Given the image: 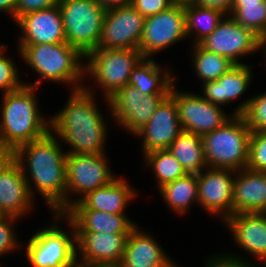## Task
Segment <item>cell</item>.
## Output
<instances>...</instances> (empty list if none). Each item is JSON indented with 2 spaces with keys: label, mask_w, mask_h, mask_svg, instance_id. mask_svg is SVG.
<instances>
[{
  "label": "cell",
  "mask_w": 266,
  "mask_h": 267,
  "mask_svg": "<svg viewBox=\"0 0 266 267\" xmlns=\"http://www.w3.org/2000/svg\"><path fill=\"white\" fill-rule=\"evenodd\" d=\"M61 143L49 131L42 138L25 143L14 151V159L22 168L31 195L33 198L35 193L40 195L50 214L66 212L67 152Z\"/></svg>",
  "instance_id": "6da1fadb"
},
{
  "label": "cell",
  "mask_w": 266,
  "mask_h": 267,
  "mask_svg": "<svg viewBox=\"0 0 266 267\" xmlns=\"http://www.w3.org/2000/svg\"><path fill=\"white\" fill-rule=\"evenodd\" d=\"M89 85L84 84L83 88L69 91L70 96L63 109L49 117L50 131L63 144L70 146L67 153H106V139L110 134L108 123L97 105L95 87Z\"/></svg>",
  "instance_id": "7a4b0ae2"
},
{
  "label": "cell",
  "mask_w": 266,
  "mask_h": 267,
  "mask_svg": "<svg viewBox=\"0 0 266 267\" xmlns=\"http://www.w3.org/2000/svg\"><path fill=\"white\" fill-rule=\"evenodd\" d=\"M18 56L39 79L25 85L39 88L44 81L65 84L69 90L83 88L85 56L66 43L17 45ZM69 84V85H68Z\"/></svg>",
  "instance_id": "3957f363"
},
{
  "label": "cell",
  "mask_w": 266,
  "mask_h": 267,
  "mask_svg": "<svg viewBox=\"0 0 266 267\" xmlns=\"http://www.w3.org/2000/svg\"><path fill=\"white\" fill-rule=\"evenodd\" d=\"M37 89L24 84L18 90L2 95L0 139L14 151L50 131V118L40 111Z\"/></svg>",
  "instance_id": "277c9868"
},
{
  "label": "cell",
  "mask_w": 266,
  "mask_h": 267,
  "mask_svg": "<svg viewBox=\"0 0 266 267\" xmlns=\"http://www.w3.org/2000/svg\"><path fill=\"white\" fill-rule=\"evenodd\" d=\"M53 217V223L39 228L26 244H22L29 266L77 267L75 227L64 214L52 213ZM60 220L67 224L71 233L58 224Z\"/></svg>",
  "instance_id": "5b68a950"
},
{
  "label": "cell",
  "mask_w": 266,
  "mask_h": 267,
  "mask_svg": "<svg viewBox=\"0 0 266 267\" xmlns=\"http://www.w3.org/2000/svg\"><path fill=\"white\" fill-rule=\"evenodd\" d=\"M251 131L242 115H233L214 131L202 136L207 167L246 168Z\"/></svg>",
  "instance_id": "8992f818"
},
{
  "label": "cell",
  "mask_w": 266,
  "mask_h": 267,
  "mask_svg": "<svg viewBox=\"0 0 266 267\" xmlns=\"http://www.w3.org/2000/svg\"><path fill=\"white\" fill-rule=\"evenodd\" d=\"M143 58L139 49H94L85 55V80H93L102 97L108 99L128 85L132 70Z\"/></svg>",
  "instance_id": "52a82bcc"
},
{
  "label": "cell",
  "mask_w": 266,
  "mask_h": 267,
  "mask_svg": "<svg viewBox=\"0 0 266 267\" xmlns=\"http://www.w3.org/2000/svg\"><path fill=\"white\" fill-rule=\"evenodd\" d=\"M66 42L84 56L97 49L106 8L96 0H59Z\"/></svg>",
  "instance_id": "ba28073f"
},
{
  "label": "cell",
  "mask_w": 266,
  "mask_h": 267,
  "mask_svg": "<svg viewBox=\"0 0 266 267\" xmlns=\"http://www.w3.org/2000/svg\"><path fill=\"white\" fill-rule=\"evenodd\" d=\"M109 159L107 153L66 154V211L90 191L106 186L118 177L111 169Z\"/></svg>",
  "instance_id": "9c48e42d"
},
{
  "label": "cell",
  "mask_w": 266,
  "mask_h": 267,
  "mask_svg": "<svg viewBox=\"0 0 266 267\" xmlns=\"http://www.w3.org/2000/svg\"><path fill=\"white\" fill-rule=\"evenodd\" d=\"M199 45L228 58L234 64H244L240 58L264 51V41L252 30L238 24L230 15H225L217 28Z\"/></svg>",
  "instance_id": "30bf717a"
},
{
  "label": "cell",
  "mask_w": 266,
  "mask_h": 267,
  "mask_svg": "<svg viewBox=\"0 0 266 267\" xmlns=\"http://www.w3.org/2000/svg\"><path fill=\"white\" fill-rule=\"evenodd\" d=\"M167 95H143L133 86L119 88L108 99H102L110 109L113 122L134 135L153 116L155 109Z\"/></svg>",
  "instance_id": "8fae6325"
},
{
  "label": "cell",
  "mask_w": 266,
  "mask_h": 267,
  "mask_svg": "<svg viewBox=\"0 0 266 267\" xmlns=\"http://www.w3.org/2000/svg\"><path fill=\"white\" fill-rule=\"evenodd\" d=\"M184 39H187L185 5L174 3L167 10L145 18L139 50L144 58H153Z\"/></svg>",
  "instance_id": "7c38bea8"
},
{
  "label": "cell",
  "mask_w": 266,
  "mask_h": 267,
  "mask_svg": "<svg viewBox=\"0 0 266 267\" xmlns=\"http://www.w3.org/2000/svg\"><path fill=\"white\" fill-rule=\"evenodd\" d=\"M176 83L177 81L172 85L169 94L175 99L178 118L184 131L203 136L221 127L233 116L197 92H182L176 88Z\"/></svg>",
  "instance_id": "4fadbf2b"
},
{
  "label": "cell",
  "mask_w": 266,
  "mask_h": 267,
  "mask_svg": "<svg viewBox=\"0 0 266 267\" xmlns=\"http://www.w3.org/2000/svg\"><path fill=\"white\" fill-rule=\"evenodd\" d=\"M145 17L131 4L106 10L98 48L139 49Z\"/></svg>",
  "instance_id": "5bb4252c"
},
{
  "label": "cell",
  "mask_w": 266,
  "mask_h": 267,
  "mask_svg": "<svg viewBox=\"0 0 266 267\" xmlns=\"http://www.w3.org/2000/svg\"><path fill=\"white\" fill-rule=\"evenodd\" d=\"M128 235L76 231L77 267H118Z\"/></svg>",
  "instance_id": "9a60e30c"
},
{
  "label": "cell",
  "mask_w": 266,
  "mask_h": 267,
  "mask_svg": "<svg viewBox=\"0 0 266 267\" xmlns=\"http://www.w3.org/2000/svg\"><path fill=\"white\" fill-rule=\"evenodd\" d=\"M235 176V170L209 167L197 174L198 205L221 223L232 215Z\"/></svg>",
  "instance_id": "2e32d148"
},
{
  "label": "cell",
  "mask_w": 266,
  "mask_h": 267,
  "mask_svg": "<svg viewBox=\"0 0 266 267\" xmlns=\"http://www.w3.org/2000/svg\"><path fill=\"white\" fill-rule=\"evenodd\" d=\"M183 131L178 118L175 99L168 94L155 109L153 116L133 136L142 140V154L168 149Z\"/></svg>",
  "instance_id": "e0dca14e"
},
{
  "label": "cell",
  "mask_w": 266,
  "mask_h": 267,
  "mask_svg": "<svg viewBox=\"0 0 266 267\" xmlns=\"http://www.w3.org/2000/svg\"><path fill=\"white\" fill-rule=\"evenodd\" d=\"M223 225L233 237V243L245 254L266 267V213H238L228 216ZM261 263V264H260Z\"/></svg>",
  "instance_id": "ac0fdd59"
},
{
  "label": "cell",
  "mask_w": 266,
  "mask_h": 267,
  "mask_svg": "<svg viewBox=\"0 0 266 267\" xmlns=\"http://www.w3.org/2000/svg\"><path fill=\"white\" fill-rule=\"evenodd\" d=\"M21 30L17 45L66 43L62 14L54 7L28 13L15 21Z\"/></svg>",
  "instance_id": "d6986e66"
},
{
  "label": "cell",
  "mask_w": 266,
  "mask_h": 267,
  "mask_svg": "<svg viewBox=\"0 0 266 267\" xmlns=\"http://www.w3.org/2000/svg\"><path fill=\"white\" fill-rule=\"evenodd\" d=\"M152 234L137 224L129 233L118 267H182L170 258Z\"/></svg>",
  "instance_id": "ffe728a7"
},
{
  "label": "cell",
  "mask_w": 266,
  "mask_h": 267,
  "mask_svg": "<svg viewBox=\"0 0 266 267\" xmlns=\"http://www.w3.org/2000/svg\"><path fill=\"white\" fill-rule=\"evenodd\" d=\"M34 204L22 168L14 159L0 171V208L6 216L21 220L34 210Z\"/></svg>",
  "instance_id": "44dd1931"
},
{
  "label": "cell",
  "mask_w": 266,
  "mask_h": 267,
  "mask_svg": "<svg viewBox=\"0 0 266 267\" xmlns=\"http://www.w3.org/2000/svg\"><path fill=\"white\" fill-rule=\"evenodd\" d=\"M251 71L252 65L235 64L219 79L201 84L203 91L200 94L207 101L224 108L248 91L254 77Z\"/></svg>",
  "instance_id": "7402d4cb"
},
{
  "label": "cell",
  "mask_w": 266,
  "mask_h": 267,
  "mask_svg": "<svg viewBox=\"0 0 266 267\" xmlns=\"http://www.w3.org/2000/svg\"><path fill=\"white\" fill-rule=\"evenodd\" d=\"M253 212L266 213V172L243 168L233 183L232 215Z\"/></svg>",
  "instance_id": "603a6c76"
},
{
  "label": "cell",
  "mask_w": 266,
  "mask_h": 267,
  "mask_svg": "<svg viewBox=\"0 0 266 267\" xmlns=\"http://www.w3.org/2000/svg\"><path fill=\"white\" fill-rule=\"evenodd\" d=\"M64 215L73 223L75 231L129 234L137 225L127 214L86 209L79 201L72 205Z\"/></svg>",
  "instance_id": "cb8c5ba5"
},
{
  "label": "cell",
  "mask_w": 266,
  "mask_h": 267,
  "mask_svg": "<svg viewBox=\"0 0 266 267\" xmlns=\"http://www.w3.org/2000/svg\"><path fill=\"white\" fill-rule=\"evenodd\" d=\"M124 177H116L111 183L90 191L79 202L86 209H95L112 214H126L130 202L138 192Z\"/></svg>",
  "instance_id": "d4e9b609"
},
{
  "label": "cell",
  "mask_w": 266,
  "mask_h": 267,
  "mask_svg": "<svg viewBox=\"0 0 266 267\" xmlns=\"http://www.w3.org/2000/svg\"><path fill=\"white\" fill-rule=\"evenodd\" d=\"M154 58H143L132 70L129 86H133L143 95H168L177 81V74L157 64ZM169 69V70H168ZM176 75V76H175Z\"/></svg>",
  "instance_id": "484cf974"
},
{
  "label": "cell",
  "mask_w": 266,
  "mask_h": 267,
  "mask_svg": "<svg viewBox=\"0 0 266 267\" xmlns=\"http://www.w3.org/2000/svg\"><path fill=\"white\" fill-rule=\"evenodd\" d=\"M168 150L180 162L187 174H199L207 168L202 136L182 131Z\"/></svg>",
  "instance_id": "4316f807"
},
{
  "label": "cell",
  "mask_w": 266,
  "mask_h": 267,
  "mask_svg": "<svg viewBox=\"0 0 266 267\" xmlns=\"http://www.w3.org/2000/svg\"><path fill=\"white\" fill-rule=\"evenodd\" d=\"M198 183L196 174H185L158 189L169 210L176 215L188 213L193 204H198Z\"/></svg>",
  "instance_id": "83f0119b"
},
{
  "label": "cell",
  "mask_w": 266,
  "mask_h": 267,
  "mask_svg": "<svg viewBox=\"0 0 266 267\" xmlns=\"http://www.w3.org/2000/svg\"><path fill=\"white\" fill-rule=\"evenodd\" d=\"M224 16L225 14L220 10L194 3L185 4L186 34L187 38L193 41L190 44H199L217 28Z\"/></svg>",
  "instance_id": "f1b7e54d"
},
{
  "label": "cell",
  "mask_w": 266,
  "mask_h": 267,
  "mask_svg": "<svg viewBox=\"0 0 266 267\" xmlns=\"http://www.w3.org/2000/svg\"><path fill=\"white\" fill-rule=\"evenodd\" d=\"M190 46L192 47V55H190L192 57V67L202 84L219 79L235 65L228 58L207 51L199 44Z\"/></svg>",
  "instance_id": "f546056e"
},
{
  "label": "cell",
  "mask_w": 266,
  "mask_h": 267,
  "mask_svg": "<svg viewBox=\"0 0 266 267\" xmlns=\"http://www.w3.org/2000/svg\"><path fill=\"white\" fill-rule=\"evenodd\" d=\"M143 156L146 168L152 169L157 189L186 174L180 162L168 149L153 150Z\"/></svg>",
  "instance_id": "4dcf8cb0"
},
{
  "label": "cell",
  "mask_w": 266,
  "mask_h": 267,
  "mask_svg": "<svg viewBox=\"0 0 266 267\" xmlns=\"http://www.w3.org/2000/svg\"><path fill=\"white\" fill-rule=\"evenodd\" d=\"M229 15L266 41V0L258 4H232Z\"/></svg>",
  "instance_id": "1f68e13d"
},
{
  "label": "cell",
  "mask_w": 266,
  "mask_h": 267,
  "mask_svg": "<svg viewBox=\"0 0 266 267\" xmlns=\"http://www.w3.org/2000/svg\"><path fill=\"white\" fill-rule=\"evenodd\" d=\"M232 115H242L251 132H266V92L253 94L236 106Z\"/></svg>",
  "instance_id": "d6a6232c"
},
{
  "label": "cell",
  "mask_w": 266,
  "mask_h": 267,
  "mask_svg": "<svg viewBox=\"0 0 266 267\" xmlns=\"http://www.w3.org/2000/svg\"><path fill=\"white\" fill-rule=\"evenodd\" d=\"M8 45L0 47V90L3 94L18 90L24 85L17 64L4 53Z\"/></svg>",
  "instance_id": "836d02e7"
},
{
  "label": "cell",
  "mask_w": 266,
  "mask_h": 267,
  "mask_svg": "<svg viewBox=\"0 0 266 267\" xmlns=\"http://www.w3.org/2000/svg\"><path fill=\"white\" fill-rule=\"evenodd\" d=\"M246 168L266 172V132H251Z\"/></svg>",
  "instance_id": "e575fe53"
},
{
  "label": "cell",
  "mask_w": 266,
  "mask_h": 267,
  "mask_svg": "<svg viewBox=\"0 0 266 267\" xmlns=\"http://www.w3.org/2000/svg\"><path fill=\"white\" fill-rule=\"evenodd\" d=\"M18 221L21 220L10 216L0 221V257L10 255L19 249L22 250L23 242L18 240V235L14 231L15 227H13Z\"/></svg>",
  "instance_id": "d590c367"
},
{
  "label": "cell",
  "mask_w": 266,
  "mask_h": 267,
  "mask_svg": "<svg viewBox=\"0 0 266 267\" xmlns=\"http://www.w3.org/2000/svg\"><path fill=\"white\" fill-rule=\"evenodd\" d=\"M240 253L224 252L220 254H214L212 257H208L206 260L205 267H260L256 263L253 264L251 260H247ZM208 260V261H207Z\"/></svg>",
  "instance_id": "8d00e7d4"
},
{
  "label": "cell",
  "mask_w": 266,
  "mask_h": 267,
  "mask_svg": "<svg viewBox=\"0 0 266 267\" xmlns=\"http://www.w3.org/2000/svg\"><path fill=\"white\" fill-rule=\"evenodd\" d=\"M130 4L146 18L167 10L174 3L171 0H131Z\"/></svg>",
  "instance_id": "74e56055"
},
{
  "label": "cell",
  "mask_w": 266,
  "mask_h": 267,
  "mask_svg": "<svg viewBox=\"0 0 266 267\" xmlns=\"http://www.w3.org/2000/svg\"><path fill=\"white\" fill-rule=\"evenodd\" d=\"M59 0H16L15 21L28 13L54 7Z\"/></svg>",
  "instance_id": "f35d334b"
},
{
  "label": "cell",
  "mask_w": 266,
  "mask_h": 267,
  "mask_svg": "<svg viewBox=\"0 0 266 267\" xmlns=\"http://www.w3.org/2000/svg\"><path fill=\"white\" fill-rule=\"evenodd\" d=\"M233 0H195L194 4L202 7L213 8L229 15Z\"/></svg>",
  "instance_id": "ab89813d"
},
{
  "label": "cell",
  "mask_w": 266,
  "mask_h": 267,
  "mask_svg": "<svg viewBox=\"0 0 266 267\" xmlns=\"http://www.w3.org/2000/svg\"><path fill=\"white\" fill-rule=\"evenodd\" d=\"M14 160V150L0 139V171Z\"/></svg>",
  "instance_id": "60d3db41"
},
{
  "label": "cell",
  "mask_w": 266,
  "mask_h": 267,
  "mask_svg": "<svg viewBox=\"0 0 266 267\" xmlns=\"http://www.w3.org/2000/svg\"><path fill=\"white\" fill-rule=\"evenodd\" d=\"M16 0H0V12L6 13L15 21Z\"/></svg>",
  "instance_id": "b9f144b4"
},
{
  "label": "cell",
  "mask_w": 266,
  "mask_h": 267,
  "mask_svg": "<svg viewBox=\"0 0 266 267\" xmlns=\"http://www.w3.org/2000/svg\"><path fill=\"white\" fill-rule=\"evenodd\" d=\"M102 7L108 9L117 6L129 5L131 0H96Z\"/></svg>",
  "instance_id": "7bdbcfd3"
},
{
  "label": "cell",
  "mask_w": 266,
  "mask_h": 267,
  "mask_svg": "<svg viewBox=\"0 0 266 267\" xmlns=\"http://www.w3.org/2000/svg\"><path fill=\"white\" fill-rule=\"evenodd\" d=\"M264 0H233L232 4H258Z\"/></svg>",
  "instance_id": "ee69618b"
},
{
  "label": "cell",
  "mask_w": 266,
  "mask_h": 267,
  "mask_svg": "<svg viewBox=\"0 0 266 267\" xmlns=\"http://www.w3.org/2000/svg\"><path fill=\"white\" fill-rule=\"evenodd\" d=\"M175 4H190L194 3L195 0H171Z\"/></svg>",
  "instance_id": "f6af8a7d"
},
{
  "label": "cell",
  "mask_w": 266,
  "mask_h": 267,
  "mask_svg": "<svg viewBox=\"0 0 266 267\" xmlns=\"http://www.w3.org/2000/svg\"><path fill=\"white\" fill-rule=\"evenodd\" d=\"M262 53H263L262 55H263V57L265 59L264 62H263V64L265 63L264 65H266V41L264 42V51Z\"/></svg>",
  "instance_id": "bcb514c9"
},
{
  "label": "cell",
  "mask_w": 266,
  "mask_h": 267,
  "mask_svg": "<svg viewBox=\"0 0 266 267\" xmlns=\"http://www.w3.org/2000/svg\"><path fill=\"white\" fill-rule=\"evenodd\" d=\"M6 214L2 211V209L0 208V221L3 220L4 218H6Z\"/></svg>",
  "instance_id": "7dc6e473"
}]
</instances>
